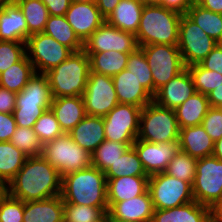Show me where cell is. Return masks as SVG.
<instances>
[{"label":"cell","mask_w":222,"mask_h":222,"mask_svg":"<svg viewBox=\"0 0 222 222\" xmlns=\"http://www.w3.org/2000/svg\"><path fill=\"white\" fill-rule=\"evenodd\" d=\"M62 176L41 155L27 157L5 191L23 202L44 200L61 195Z\"/></svg>","instance_id":"cell-1"},{"label":"cell","mask_w":222,"mask_h":222,"mask_svg":"<svg viewBox=\"0 0 222 222\" xmlns=\"http://www.w3.org/2000/svg\"><path fill=\"white\" fill-rule=\"evenodd\" d=\"M107 179L103 171L90 166L62 177L63 202L108 207Z\"/></svg>","instance_id":"cell-2"},{"label":"cell","mask_w":222,"mask_h":222,"mask_svg":"<svg viewBox=\"0 0 222 222\" xmlns=\"http://www.w3.org/2000/svg\"><path fill=\"white\" fill-rule=\"evenodd\" d=\"M182 14L161 5H144L136 40L138 46L178 45Z\"/></svg>","instance_id":"cell-3"},{"label":"cell","mask_w":222,"mask_h":222,"mask_svg":"<svg viewBox=\"0 0 222 222\" xmlns=\"http://www.w3.org/2000/svg\"><path fill=\"white\" fill-rule=\"evenodd\" d=\"M90 73V59L84 50L73 52L47 76L53 98L83 96Z\"/></svg>","instance_id":"cell-4"},{"label":"cell","mask_w":222,"mask_h":222,"mask_svg":"<svg viewBox=\"0 0 222 222\" xmlns=\"http://www.w3.org/2000/svg\"><path fill=\"white\" fill-rule=\"evenodd\" d=\"M53 96L47 76L35 73L26 86L17 93L13 116L16 125L33 128L39 117L50 108Z\"/></svg>","instance_id":"cell-5"},{"label":"cell","mask_w":222,"mask_h":222,"mask_svg":"<svg viewBox=\"0 0 222 222\" xmlns=\"http://www.w3.org/2000/svg\"><path fill=\"white\" fill-rule=\"evenodd\" d=\"M180 128L174 109L154 101L142 108L137 139L152 143L178 142Z\"/></svg>","instance_id":"cell-6"},{"label":"cell","mask_w":222,"mask_h":222,"mask_svg":"<svg viewBox=\"0 0 222 222\" xmlns=\"http://www.w3.org/2000/svg\"><path fill=\"white\" fill-rule=\"evenodd\" d=\"M41 156L62 177L92 165L91 154L75 143L69 133H63L53 141L43 144Z\"/></svg>","instance_id":"cell-7"},{"label":"cell","mask_w":222,"mask_h":222,"mask_svg":"<svg viewBox=\"0 0 222 222\" xmlns=\"http://www.w3.org/2000/svg\"><path fill=\"white\" fill-rule=\"evenodd\" d=\"M148 190L154 209H170L194 201L192 185L165 172L149 176Z\"/></svg>","instance_id":"cell-8"},{"label":"cell","mask_w":222,"mask_h":222,"mask_svg":"<svg viewBox=\"0 0 222 222\" xmlns=\"http://www.w3.org/2000/svg\"><path fill=\"white\" fill-rule=\"evenodd\" d=\"M140 48L152 72L155 95L159 88L185 68L181 53L177 45L151 44Z\"/></svg>","instance_id":"cell-9"},{"label":"cell","mask_w":222,"mask_h":222,"mask_svg":"<svg viewBox=\"0 0 222 222\" xmlns=\"http://www.w3.org/2000/svg\"><path fill=\"white\" fill-rule=\"evenodd\" d=\"M73 51L45 33H35L28 37L26 54L35 72L45 74L66 60Z\"/></svg>","instance_id":"cell-10"},{"label":"cell","mask_w":222,"mask_h":222,"mask_svg":"<svg viewBox=\"0 0 222 222\" xmlns=\"http://www.w3.org/2000/svg\"><path fill=\"white\" fill-rule=\"evenodd\" d=\"M192 192L194 200L207 207L222 196V161L220 159L209 156L197 160Z\"/></svg>","instance_id":"cell-11"},{"label":"cell","mask_w":222,"mask_h":222,"mask_svg":"<svg viewBox=\"0 0 222 222\" xmlns=\"http://www.w3.org/2000/svg\"><path fill=\"white\" fill-rule=\"evenodd\" d=\"M217 44L185 14L181 16L177 46L185 67L199 64Z\"/></svg>","instance_id":"cell-12"},{"label":"cell","mask_w":222,"mask_h":222,"mask_svg":"<svg viewBox=\"0 0 222 222\" xmlns=\"http://www.w3.org/2000/svg\"><path fill=\"white\" fill-rule=\"evenodd\" d=\"M142 108L118 103L103 117L106 140L133 144L138 136Z\"/></svg>","instance_id":"cell-13"},{"label":"cell","mask_w":222,"mask_h":222,"mask_svg":"<svg viewBox=\"0 0 222 222\" xmlns=\"http://www.w3.org/2000/svg\"><path fill=\"white\" fill-rule=\"evenodd\" d=\"M86 115L106 116L119 102L112 77L90 72L82 96Z\"/></svg>","instance_id":"cell-14"},{"label":"cell","mask_w":222,"mask_h":222,"mask_svg":"<svg viewBox=\"0 0 222 222\" xmlns=\"http://www.w3.org/2000/svg\"><path fill=\"white\" fill-rule=\"evenodd\" d=\"M138 47L135 34L120 30L106 21L83 43V50L86 53H99L110 50L132 53Z\"/></svg>","instance_id":"cell-15"},{"label":"cell","mask_w":222,"mask_h":222,"mask_svg":"<svg viewBox=\"0 0 222 222\" xmlns=\"http://www.w3.org/2000/svg\"><path fill=\"white\" fill-rule=\"evenodd\" d=\"M132 146L148 176L165 172L169 162L179 151L178 142L152 143L136 139Z\"/></svg>","instance_id":"cell-16"},{"label":"cell","mask_w":222,"mask_h":222,"mask_svg":"<svg viewBox=\"0 0 222 222\" xmlns=\"http://www.w3.org/2000/svg\"><path fill=\"white\" fill-rule=\"evenodd\" d=\"M196 92L193 79L185 67L179 74L159 88L153 101L164 108L175 109Z\"/></svg>","instance_id":"cell-17"},{"label":"cell","mask_w":222,"mask_h":222,"mask_svg":"<svg viewBox=\"0 0 222 222\" xmlns=\"http://www.w3.org/2000/svg\"><path fill=\"white\" fill-rule=\"evenodd\" d=\"M65 16L83 43L105 22V18L101 15L96 3H71Z\"/></svg>","instance_id":"cell-18"},{"label":"cell","mask_w":222,"mask_h":222,"mask_svg":"<svg viewBox=\"0 0 222 222\" xmlns=\"http://www.w3.org/2000/svg\"><path fill=\"white\" fill-rule=\"evenodd\" d=\"M153 203L149 190L144 194L121 202L108 203L109 218H119L134 222H151Z\"/></svg>","instance_id":"cell-19"},{"label":"cell","mask_w":222,"mask_h":222,"mask_svg":"<svg viewBox=\"0 0 222 222\" xmlns=\"http://www.w3.org/2000/svg\"><path fill=\"white\" fill-rule=\"evenodd\" d=\"M118 102L143 108L153 101V96L128 69L112 77Z\"/></svg>","instance_id":"cell-20"},{"label":"cell","mask_w":222,"mask_h":222,"mask_svg":"<svg viewBox=\"0 0 222 222\" xmlns=\"http://www.w3.org/2000/svg\"><path fill=\"white\" fill-rule=\"evenodd\" d=\"M0 40H28V27L23 12L15 2L0 5Z\"/></svg>","instance_id":"cell-21"},{"label":"cell","mask_w":222,"mask_h":222,"mask_svg":"<svg viewBox=\"0 0 222 222\" xmlns=\"http://www.w3.org/2000/svg\"><path fill=\"white\" fill-rule=\"evenodd\" d=\"M69 135L81 148L92 154L106 140L103 117L86 115Z\"/></svg>","instance_id":"cell-22"},{"label":"cell","mask_w":222,"mask_h":222,"mask_svg":"<svg viewBox=\"0 0 222 222\" xmlns=\"http://www.w3.org/2000/svg\"><path fill=\"white\" fill-rule=\"evenodd\" d=\"M50 109L63 133H69L86 116L82 96L53 98Z\"/></svg>","instance_id":"cell-23"},{"label":"cell","mask_w":222,"mask_h":222,"mask_svg":"<svg viewBox=\"0 0 222 222\" xmlns=\"http://www.w3.org/2000/svg\"><path fill=\"white\" fill-rule=\"evenodd\" d=\"M107 179V202L116 203L144 194L149 176H121Z\"/></svg>","instance_id":"cell-24"},{"label":"cell","mask_w":222,"mask_h":222,"mask_svg":"<svg viewBox=\"0 0 222 222\" xmlns=\"http://www.w3.org/2000/svg\"><path fill=\"white\" fill-rule=\"evenodd\" d=\"M179 149L196 159L212 156L214 141L201 125L180 129Z\"/></svg>","instance_id":"cell-25"},{"label":"cell","mask_w":222,"mask_h":222,"mask_svg":"<svg viewBox=\"0 0 222 222\" xmlns=\"http://www.w3.org/2000/svg\"><path fill=\"white\" fill-rule=\"evenodd\" d=\"M23 222H63L62 196L24 202Z\"/></svg>","instance_id":"cell-26"},{"label":"cell","mask_w":222,"mask_h":222,"mask_svg":"<svg viewBox=\"0 0 222 222\" xmlns=\"http://www.w3.org/2000/svg\"><path fill=\"white\" fill-rule=\"evenodd\" d=\"M151 222H210L209 207L195 200L170 209H154Z\"/></svg>","instance_id":"cell-27"},{"label":"cell","mask_w":222,"mask_h":222,"mask_svg":"<svg viewBox=\"0 0 222 222\" xmlns=\"http://www.w3.org/2000/svg\"><path fill=\"white\" fill-rule=\"evenodd\" d=\"M143 7L141 0H120L105 21L120 30L136 34Z\"/></svg>","instance_id":"cell-28"},{"label":"cell","mask_w":222,"mask_h":222,"mask_svg":"<svg viewBox=\"0 0 222 222\" xmlns=\"http://www.w3.org/2000/svg\"><path fill=\"white\" fill-rule=\"evenodd\" d=\"M210 107L208 97L205 94L195 92L174 109L179 128L201 125Z\"/></svg>","instance_id":"cell-29"},{"label":"cell","mask_w":222,"mask_h":222,"mask_svg":"<svg viewBox=\"0 0 222 222\" xmlns=\"http://www.w3.org/2000/svg\"><path fill=\"white\" fill-rule=\"evenodd\" d=\"M90 59V72H96L113 77L126 69L129 53L115 50L86 53Z\"/></svg>","instance_id":"cell-30"},{"label":"cell","mask_w":222,"mask_h":222,"mask_svg":"<svg viewBox=\"0 0 222 222\" xmlns=\"http://www.w3.org/2000/svg\"><path fill=\"white\" fill-rule=\"evenodd\" d=\"M43 33L53 37L62 45L70 48L73 52L83 50V42L75 34L65 15H49Z\"/></svg>","instance_id":"cell-31"},{"label":"cell","mask_w":222,"mask_h":222,"mask_svg":"<svg viewBox=\"0 0 222 222\" xmlns=\"http://www.w3.org/2000/svg\"><path fill=\"white\" fill-rule=\"evenodd\" d=\"M27 156L10 141L0 142V184L3 187L16 176Z\"/></svg>","instance_id":"cell-32"},{"label":"cell","mask_w":222,"mask_h":222,"mask_svg":"<svg viewBox=\"0 0 222 222\" xmlns=\"http://www.w3.org/2000/svg\"><path fill=\"white\" fill-rule=\"evenodd\" d=\"M35 69L26 55L21 61L14 63L7 70L0 73V86L19 93L35 75Z\"/></svg>","instance_id":"cell-33"},{"label":"cell","mask_w":222,"mask_h":222,"mask_svg":"<svg viewBox=\"0 0 222 222\" xmlns=\"http://www.w3.org/2000/svg\"><path fill=\"white\" fill-rule=\"evenodd\" d=\"M185 15L215 41L222 42V14L212 12L193 2Z\"/></svg>","instance_id":"cell-34"},{"label":"cell","mask_w":222,"mask_h":222,"mask_svg":"<svg viewBox=\"0 0 222 222\" xmlns=\"http://www.w3.org/2000/svg\"><path fill=\"white\" fill-rule=\"evenodd\" d=\"M14 2L23 12L28 27V37L43 32L49 16L44 3L41 0H14Z\"/></svg>","instance_id":"cell-35"},{"label":"cell","mask_w":222,"mask_h":222,"mask_svg":"<svg viewBox=\"0 0 222 222\" xmlns=\"http://www.w3.org/2000/svg\"><path fill=\"white\" fill-rule=\"evenodd\" d=\"M104 174L106 178L148 176L133 146H130L120 158L104 172Z\"/></svg>","instance_id":"cell-36"},{"label":"cell","mask_w":222,"mask_h":222,"mask_svg":"<svg viewBox=\"0 0 222 222\" xmlns=\"http://www.w3.org/2000/svg\"><path fill=\"white\" fill-rule=\"evenodd\" d=\"M133 144L103 141L91 154L92 166L105 172Z\"/></svg>","instance_id":"cell-37"},{"label":"cell","mask_w":222,"mask_h":222,"mask_svg":"<svg viewBox=\"0 0 222 222\" xmlns=\"http://www.w3.org/2000/svg\"><path fill=\"white\" fill-rule=\"evenodd\" d=\"M197 160L198 159L191 157L189 154L179 149L169 162L165 173L193 185Z\"/></svg>","instance_id":"cell-38"},{"label":"cell","mask_w":222,"mask_h":222,"mask_svg":"<svg viewBox=\"0 0 222 222\" xmlns=\"http://www.w3.org/2000/svg\"><path fill=\"white\" fill-rule=\"evenodd\" d=\"M108 207H93L63 202V222H95L102 218Z\"/></svg>","instance_id":"cell-39"},{"label":"cell","mask_w":222,"mask_h":222,"mask_svg":"<svg viewBox=\"0 0 222 222\" xmlns=\"http://www.w3.org/2000/svg\"><path fill=\"white\" fill-rule=\"evenodd\" d=\"M126 69L131 71V73H134L145 89L154 96L152 72L149 64L147 63L144 52L140 47L132 53H129Z\"/></svg>","instance_id":"cell-40"},{"label":"cell","mask_w":222,"mask_h":222,"mask_svg":"<svg viewBox=\"0 0 222 222\" xmlns=\"http://www.w3.org/2000/svg\"><path fill=\"white\" fill-rule=\"evenodd\" d=\"M10 142L27 157L38 156L42 153L43 144L40 142L33 128L17 126Z\"/></svg>","instance_id":"cell-41"},{"label":"cell","mask_w":222,"mask_h":222,"mask_svg":"<svg viewBox=\"0 0 222 222\" xmlns=\"http://www.w3.org/2000/svg\"><path fill=\"white\" fill-rule=\"evenodd\" d=\"M198 93L206 96L222 84V74L217 71H210L203 68L200 64H195L187 67Z\"/></svg>","instance_id":"cell-42"},{"label":"cell","mask_w":222,"mask_h":222,"mask_svg":"<svg viewBox=\"0 0 222 222\" xmlns=\"http://www.w3.org/2000/svg\"><path fill=\"white\" fill-rule=\"evenodd\" d=\"M33 130L42 144L53 141L55 138L63 134L59 122L50 108L47 109L35 122Z\"/></svg>","instance_id":"cell-43"},{"label":"cell","mask_w":222,"mask_h":222,"mask_svg":"<svg viewBox=\"0 0 222 222\" xmlns=\"http://www.w3.org/2000/svg\"><path fill=\"white\" fill-rule=\"evenodd\" d=\"M26 55V43L0 40V73Z\"/></svg>","instance_id":"cell-44"},{"label":"cell","mask_w":222,"mask_h":222,"mask_svg":"<svg viewBox=\"0 0 222 222\" xmlns=\"http://www.w3.org/2000/svg\"><path fill=\"white\" fill-rule=\"evenodd\" d=\"M24 202L6 191L0 195V222H23Z\"/></svg>","instance_id":"cell-45"},{"label":"cell","mask_w":222,"mask_h":222,"mask_svg":"<svg viewBox=\"0 0 222 222\" xmlns=\"http://www.w3.org/2000/svg\"><path fill=\"white\" fill-rule=\"evenodd\" d=\"M206 133L216 142L222 137V112L218 107H210L202 121Z\"/></svg>","instance_id":"cell-46"},{"label":"cell","mask_w":222,"mask_h":222,"mask_svg":"<svg viewBox=\"0 0 222 222\" xmlns=\"http://www.w3.org/2000/svg\"><path fill=\"white\" fill-rule=\"evenodd\" d=\"M199 64L207 70L222 74V45L218 43Z\"/></svg>","instance_id":"cell-47"},{"label":"cell","mask_w":222,"mask_h":222,"mask_svg":"<svg viewBox=\"0 0 222 222\" xmlns=\"http://www.w3.org/2000/svg\"><path fill=\"white\" fill-rule=\"evenodd\" d=\"M16 127L13 114L0 112V142L10 141Z\"/></svg>","instance_id":"cell-48"},{"label":"cell","mask_w":222,"mask_h":222,"mask_svg":"<svg viewBox=\"0 0 222 222\" xmlns=\"http://www.w3.org/2000/svg\"><path fill=\"white\" fill-rule=\"evenodd\" d=\"M17 94L0 86V112L13 114Z\"/></svg>","instance_id":"cell-49"},{"label":"cell","mask_w":222,"mask_h":222,"mask_svg":"<svg viewBox=\"0 0 222 222\" xmlns=\"http://www.w3.org/2000/svg\"><path fill=\"white\" fill-rule=\"evenodd\" d=\"M51 16H64L71 5V0H41Z\"/></svg>","instance_id":"cell-50"},{"label":"cell","mask_w":222,"mask_h":222,"mask_svg":"<svg viewBox=\"0 0 222 222\" xmlns=\"http://www.w3.org/2000/svg\"><path fill=\"white\" fill-rule=\"evenodd\" d=\"M193 4L192 0H162V6L166 9L186 14L188 8Z\"/></svg>","instance_id":"cell-51"},{"label":"cell","mask_w":222,"mask_h":222,"mask_svg":"<svg viewBox=\"0 0 222 222\" xmlns=\"http://www.w3.org/2000/svg\"><path fill=\"white\" fill-rule=\"evenodd\" d=\"M119 2L120 0H97L96 5L101 15L106 19Z\"/></svg>","instance_id":"cell-52"},{"label":"cell","mask_w":222,"mask_h":222,"mask_svg":"<svg viewBox=\"0 0 222 222\" xmlns=\"http://www.w3.org/2000/svg\"><path fill=\"white\" fill-rule=\"evenodd\" d=\"M210 222H222V196L209 207Z\"/></svg>","instance_id":"cell-53"},{"label":"cell","mask_w":222,"mask_h":222,"mask_svg":"<svg viewBox=\"0 0 222 222\" xmlns=\"http://www.w3.org/2000/svg\"><path fill=\"white\" fill-rule=\"evenodd\" d=\"M196 2L205 9L222 14V0H197Z\"/></svg>","instance_id":"cell-54"},{"label":"cell","mask_w":222,"mask_h":222,"mask_svg":"<svg viewBox=\"0 0 222 222\" xmlns=\"http://www.w3.org/2000/svg\"><path fill=\"white\" fill-rule=\"evenodd\" d=\"M207 97L211 107H220L222 105V84L214 88Z\"/></svg>","instance_id":"cell-55"},{"label":"cell","mask_w":222,"mask_h":222,"mask_svg":"<svg viewBox=\"0 0 222 222\" xmlns=\"http://www.w3.org/2000/svg\"><path fill=\"white\" fill-rule=\"evenodd\" d=\"M212 156L222 161V137L216 142H214V149H213Z\"/></svg>","instance_id":"cell-56"},{"label":"cell","mask_w":222,"mask_h":222,"mask_svg":"<svg viewBox=\"0 0 222 222\" xmlns=\"http://www.w3.org/2000/svg\"><path fill=\"white\" fill-rule=\"evenodd\" d=\"M144 5H161L162 6V0H141Z\"/></svg>","instance_id":"cell-57"},{"label":"cell","mask_w":222,"mask_h":222,"mask_svg":"<svg viewBox=\"0 0 222 222\" xmlns=\"http://www.w3.org/2000/svg\"><path fill=\"white\" fill-rule=\"evenodd\" d=\"M109 222H134V221L119 219V218H109Z\"/></svg>","instance_id":"cell-58"},{"label":"cell","mask_w":222,"mask_h":222,"mask_svg":"<svg viewBox=\"0 0 222 222\" xmlns=\"http://www.w3.org/2000/svg\"><path fill=\"white\" fill-rule=\"evenodd\" d=\"M97 0H71V3H79V2H85V3H96Z\"/></svg>","instance_id":"cell-59"},{"label":"cell","mask_w":222,"mask_h":222,"mask_svg":"<svg viewBox=\"0 0 222 222\" xmlns=\"http://www.w3.org/2000/svg\"><path fill=\"white\" fill-rule=\"evenodd\" d=\"M95 222H109V215H108V213H106L102 218H100L99 220H97Z\"/></svg>","instance_id":"cell-60"},{"label":"cell","mask_w":222,"mask_h":222,"mask_svg":"<svg viewBox=\"0 0 222 222\" xmlns=\"http://www.w3.org/2000/svg\"><path fill=\"white\" fill-rule=\"evenodd\" d=\"M14 2V0H0V5Z\"/></svg>","instance_id":"cell-61"},{"label":"cell","mask_w":222,"mask_h":222,"mask_svg":"<svg viewBox=\"0 0 222 222\" xmlns=\"http://www.w3.org/2000/svg\"><path fill=\"white\" fill-rule=\"evenodd\" d=\"M5 191V187L0 184V195Z\"/></svg>","instance_id":"cell-62"}]
</instances>
